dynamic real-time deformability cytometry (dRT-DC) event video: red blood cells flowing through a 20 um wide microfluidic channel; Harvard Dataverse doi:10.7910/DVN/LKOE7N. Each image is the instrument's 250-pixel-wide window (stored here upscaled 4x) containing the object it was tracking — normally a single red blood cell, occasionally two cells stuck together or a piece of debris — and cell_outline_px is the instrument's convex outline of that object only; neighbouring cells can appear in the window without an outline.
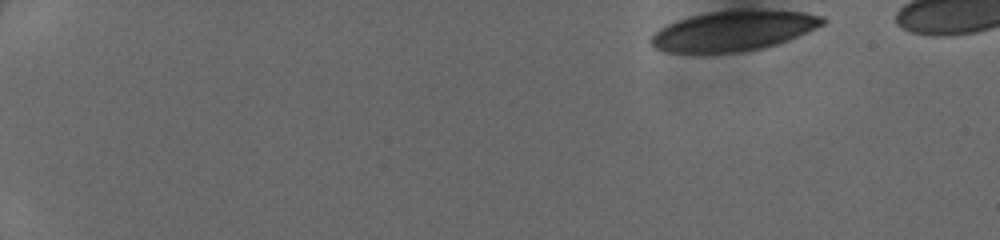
{"species": "human", "species_latin": "Homo sapiens", "temperature_condition": "cold", "stored_images_in_passage": 44, "camera_frame_rate_fps": 3000, "um_per_image_px": 0.085, "donor": {"sex": "female"}, "frame": {"image": 1, "passage_image": 1, "time_ms": 0.0, "image_size_px": [1000, 240], "cell_outline_px": [[824, 24], [808, 32], [788, 40], [764, 48], [740, 52], [664, 52], [656, 48], [652, 44], [652, 36], [660, 28], [668, 24], [688, 16], [708, 12], [804, 12], [824, 16]], "centroid_in_image_um": [62.34, 2.65], "position_along_channel_um": 22.7, "area_um2": 38.9}}
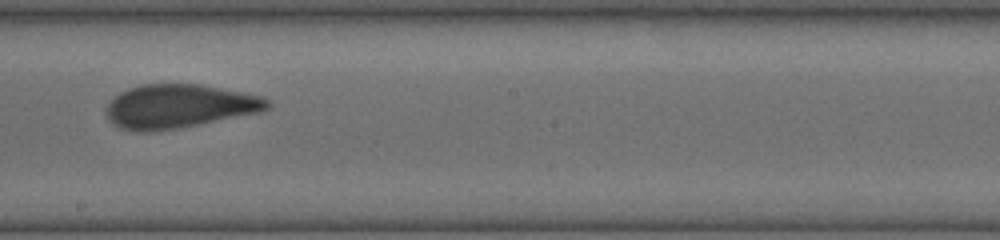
{"frame": {"image": 2, "passage_image": 26, "time_ms": 8.333, "image_size_px": [1000, 240], "cell_outline_px": [[272, 104], [268, 108], [260, 112], [176, 128], [148, 132], [136, 132], [120, 128], [112, 124], [108, 120], [104, 108], [120, 92], [128, 88], [140, 84], [200, 84], [244, 92], [260, 96], [268, 100]], "centroid_in_image_um": [15.18, 9.03], "position_along_channel_um": 233.0, "area_um2": 41.04}}
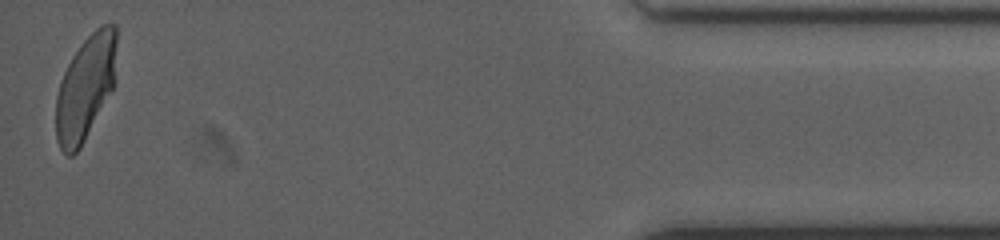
{"frame": {"image": 3, "passage_image": 44, "time_ms": 14.333, "image_size_px": [1000, 240], "cell_outline_px": [[116, 44], [112, 88], [80, 148], [72, 156], [68, 156], [60, 148], [56, 140], [56, 96], [64, 72], [72, 56], [84, 40], [100, 24], [116, 24]], "centroid_in_image_um": [7.23, 7.45], "position_along_channel_um": 428.0, "area_um2": 36.24}}